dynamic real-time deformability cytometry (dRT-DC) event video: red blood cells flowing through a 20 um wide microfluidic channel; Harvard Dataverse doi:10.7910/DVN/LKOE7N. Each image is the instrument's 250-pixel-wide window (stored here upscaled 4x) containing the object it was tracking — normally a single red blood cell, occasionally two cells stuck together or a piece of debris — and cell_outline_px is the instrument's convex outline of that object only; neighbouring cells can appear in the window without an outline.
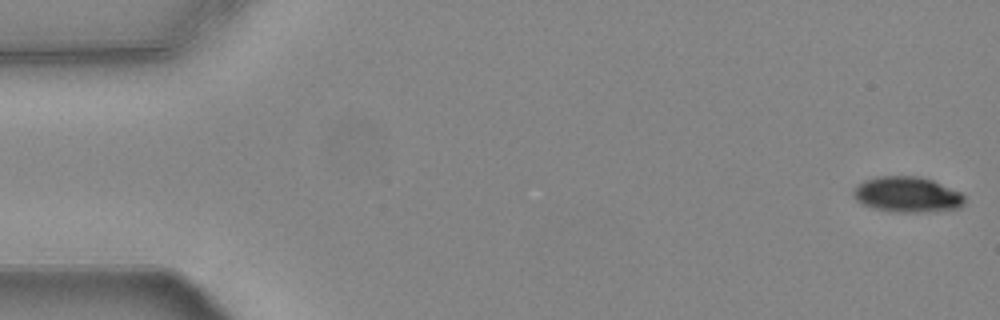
{"species": "common noctule bat (a hibernating species)", "species_latin": "Nyctalus noctula", "temperature_condition": "warm", "stored_images_in_passage": 55, "camera_frame_rate_fps": 3000, "um_per_image_px": 0.085, "animal": {"sex": "female", "body_mass_g": 24.6, "forearm_length_mm": 56.2}, "frame": {"image": 1, "passage_image": 1, "time_ms": 0.0, "image_size_px": [1000, 320], "cell_outline_px": [[964, 204], [960, 208], [920, 212], [892, 212], [872, 208], [856, 200], [852, 196], [852, 188], [856, 184], [864, 180], [880, 176], [920, 176], [932, 180], [960, 192], [964, 196]], "centroid_in_image_um": [77.06, 16.53], "position_along_channel_um": 7.9, "area_um2": 23.18}}
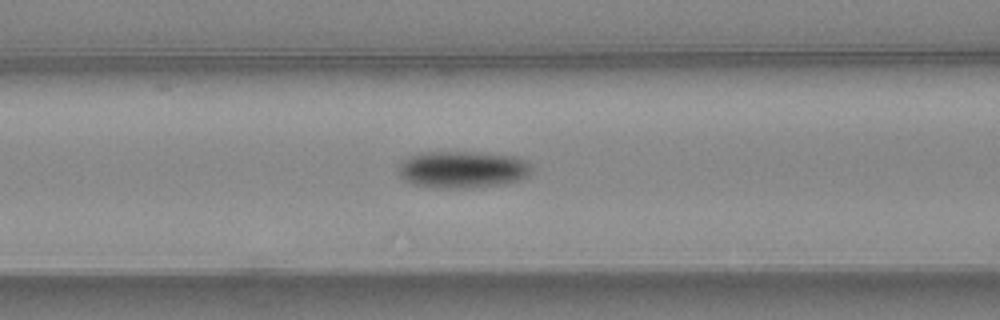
{"frame": {"image": 2, "passage_image": 22, "time_ms": 7.0, "image_size_px": [1000, 320], "cell_outline_px": [[532, 172], [528, 176], [520, 180], [508, 184], [468, 188], [440, 188], [412, 184], [404, 180], [396, 172], [396, 164], [400, 160], [416, 152], [476, 152], [516, 156], [532, 164]], "centroid_in_image_um": [39.28, 14.4], "position_along_channel_um": 127.3, "area_um2": 29.59}}
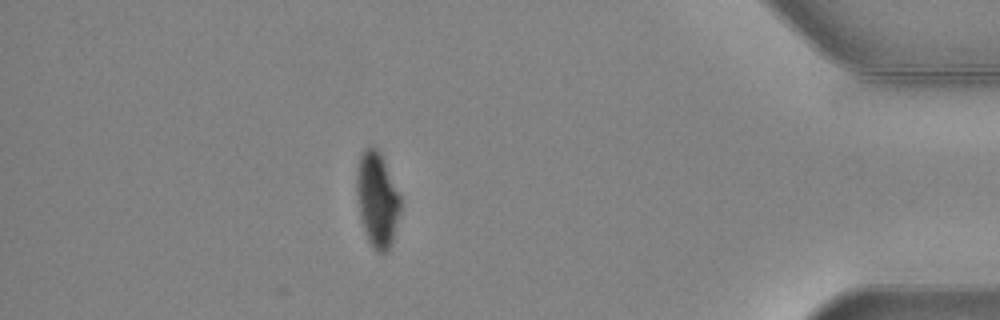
{"frame": {"image": 3, "passage_image": 48, "time_ms": 15.667, "image_size_px": [1000, 320], "cell_outline_px": [[400, 212], [392, 244], [384, 252], [376, 252], [372, 248], [368, 240], [360, 216], [356, 192], [356, 168], [360, 156], [364, 148], [376, 148], [380, 152], [400, 196]], "centroid_in_image_um": [32.05, 16.97], "position_along_channel_um": 403.2, "area_um2": 24.04}, "authors_computed_cell_mechanics": {"area_um2": 25.5476, "velocity_mm_per_s": 3.7332, "shape_relaxation_time_tau1_ms": 2.513, "shape_relaxation_time_tau2_ms": null, "deformation_change_tau1": 0.1471, "deformation_change_tau2": null}}